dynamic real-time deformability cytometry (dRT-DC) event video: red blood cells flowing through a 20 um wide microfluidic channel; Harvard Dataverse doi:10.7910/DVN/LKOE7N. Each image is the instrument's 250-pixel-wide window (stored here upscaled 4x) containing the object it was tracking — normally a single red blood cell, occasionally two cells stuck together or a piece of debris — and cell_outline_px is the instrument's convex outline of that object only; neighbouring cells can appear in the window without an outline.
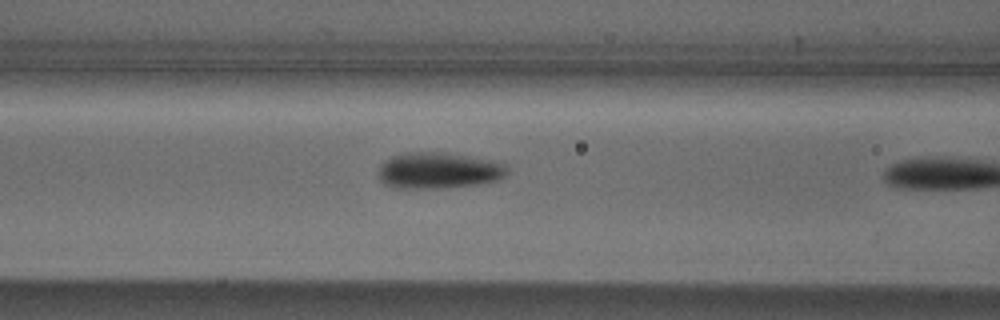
{"species": "Egyptian fruit bat (a non-hibernating species)", "species_latin": "Rousettus aegyptiacus", "temperature_condition": "cold", "stored_images_in_passage": 7, "segment_of_instrument_passage": [2, 2], "camera_frame_rate_fps": 3000, "um_per_image_px": 0.085, "animal": {"sex": "male"}, "frame": {"image": 1, "passage_image": 7, "time_ms": 8.0, "image_size_px": [1000, 320], "cell_outline_px": [[508, 172], [504, 176], [496, 180], [476, 184], [440, 188], [396, 188], [384, 184], [380, 180], [380, 164], [384, 160], [400, 152], [452, 152], [492, 160], [504, 164], [508, 168]], "centroid_in_image_um": [37.26, 14.47], "position_along_channel_um": 129.3, "area_um2": 27.4}}